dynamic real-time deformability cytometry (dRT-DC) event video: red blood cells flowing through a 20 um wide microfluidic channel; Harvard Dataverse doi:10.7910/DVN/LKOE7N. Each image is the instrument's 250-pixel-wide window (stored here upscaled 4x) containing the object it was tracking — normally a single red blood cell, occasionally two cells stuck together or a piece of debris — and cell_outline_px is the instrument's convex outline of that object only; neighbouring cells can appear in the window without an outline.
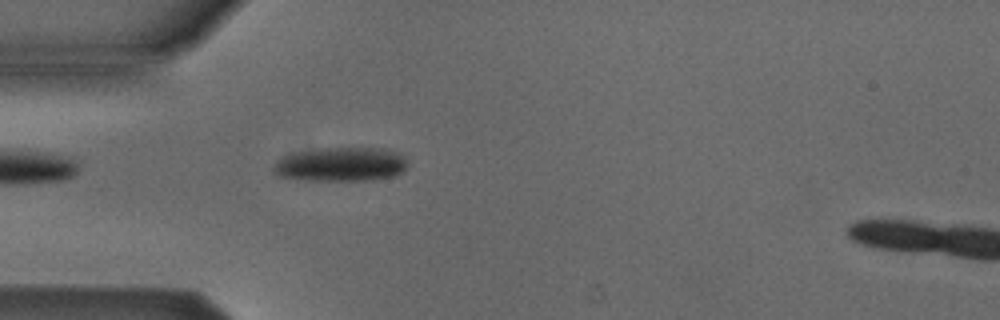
{"species": "Egyptian fruit bat (a non-hibernating species)", "species_latin": "Rousettus aegyptiacus", "temperature_condition": "cold", "stored_images_in_passage": 39, "segment_of_instrument_passage": [1, 2], "camera_frame_rate_fps": 3000, "um_per_image_px": 0.085, "animal": {"sex": "male"}, "frame": {"image": 1, "passage_image": 1, "time_ms": 0.0, "image_size_px": [1000, 320], "cell_outline_px": [[408, 164], [396, 176], [364, 180], [308, 180], [276, 176], [272, 172], [272, 168], [284, 156], [300, 152], [328, 148], [388, 148], [400, 152], [408, 160]], "centroid_in_image_um": [29.04, 13.97], "position_along_channel_um": 56.0, "area_um2": 26.53}}
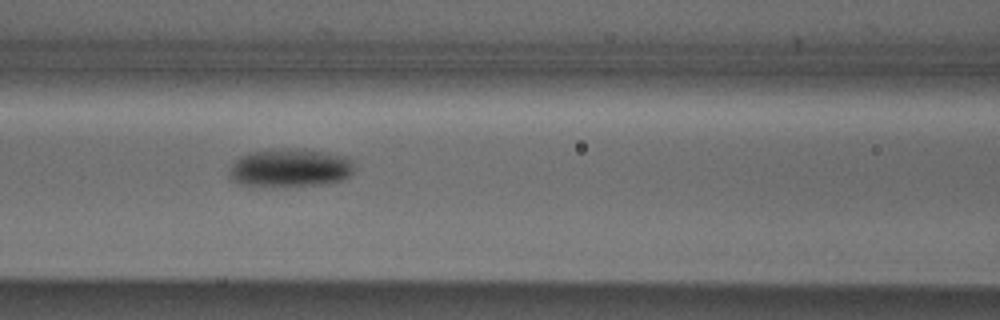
{"frame": {"image": 2, "passage_image": 8, "time_ms": 2.333, "image_size_px": [1000, 320], "cell_outline_px": [[356, 168], [348, 176], [340, 180], [320, 184], [240, 184], [232, 180], [232, 164], [240, 156], [248, 152], [280, 148], [296, 148], [324, 152], [348, 156], [352, 160]], "centroid_in_image_um": [24.72, 14.21], "position_along_channel_um": 141.9, "area_um2": 27.11}}
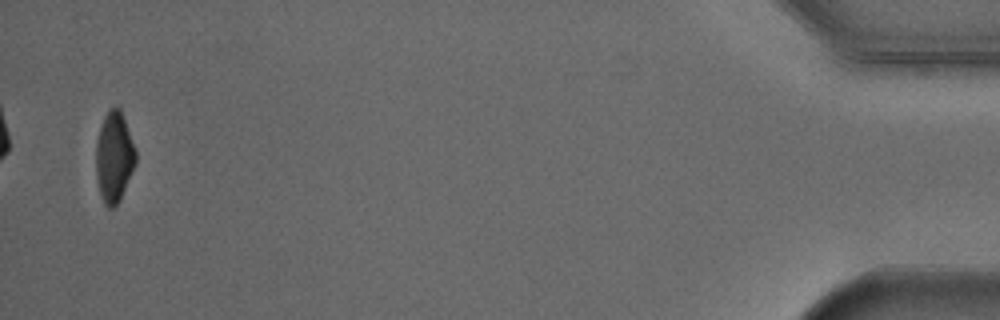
{"frame": {"image": 3, "passage_image": 37, "time_ms": 12.0, "image_size_px": [1000, 320], "cell_outline_px": [[136, 164], [120, 200], [112, 208], [108, 208], [104, 204], [100, 192], [96, 176], [96, 144], [100, 128], [104, 116], [116, 104], [120, 108], [136, 148]], "centroid_in_image_um": [9.72, 13.34], "position_along_channel_um": 425.5, "area_um2": 20.98}}